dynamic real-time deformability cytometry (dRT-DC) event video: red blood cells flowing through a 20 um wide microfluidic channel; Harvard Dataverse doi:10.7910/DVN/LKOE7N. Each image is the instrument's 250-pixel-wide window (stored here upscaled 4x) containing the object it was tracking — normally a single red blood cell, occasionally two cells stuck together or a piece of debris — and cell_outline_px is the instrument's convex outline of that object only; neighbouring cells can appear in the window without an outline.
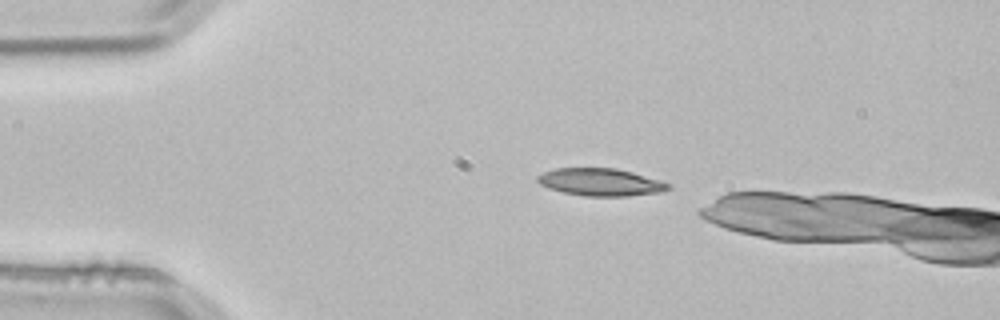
{"species": "common noctule bat (a hibernating species)", "species_latin": "Nyctalus noctula", "temperature_condition": "room temperature", "stored_images_in_passage": 2, "camera_frame_rate_fps": 3000, "um_per_image_px": 0.085, "animal": {"sex": "male", "body_mass_g": 21.5, "forearm_length_mm": 52.0}, "frame": {"image": 1, "passage_image": 1, "time_ms": 0.0, "image_size_px": [1000, 320], "cell_outline_px": [[672, 188], [660, 192], [628, 196], [584, 196], [564, 192], [548, 188], [540, 184], [536, 180], [536, 176], [544, 172], [556, 168], [616, 168], [632, 172], [660, 180], [672, 184]], "centroid_in_image_um": [51.06, 15.48], "position_along_channel_um": 33.9, "area_um2": 20.98}}
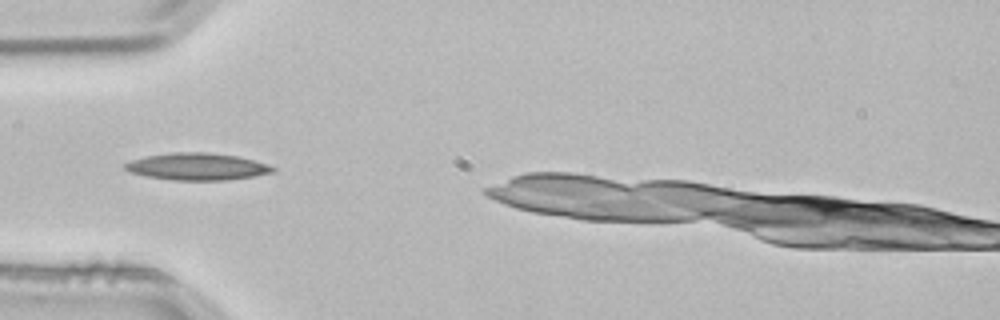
{"frame": {"image": 2, "passage_image": 2, "time_ms": 0.333, "image_size_px": [1000, 320], "cell_outline_px": [[276, 168], [272, 172], [252, 176], [228, 180], [172, 180], [148, 176], [132, 172], [124, 168], [124, 164], [132, 160], [148, 156], [172, 152], [208, 152], [236, 156], [268, 164]], "centroid_in_image_um": [16.77, 14.16], "position_along_channel_um": 68.2, "area_um2": 22.95}}